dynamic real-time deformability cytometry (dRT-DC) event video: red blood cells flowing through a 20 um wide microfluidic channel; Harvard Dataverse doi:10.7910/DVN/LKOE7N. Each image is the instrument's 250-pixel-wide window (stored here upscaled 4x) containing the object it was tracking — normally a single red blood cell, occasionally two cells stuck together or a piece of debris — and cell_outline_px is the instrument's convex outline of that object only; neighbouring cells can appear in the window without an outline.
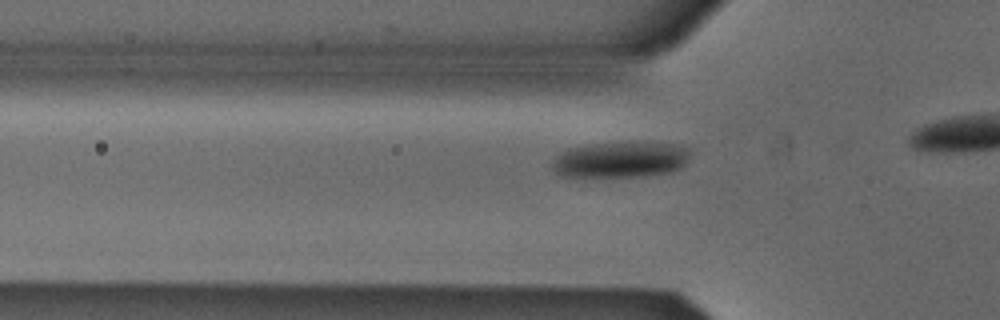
{"species": "Egyptian fruit bat (a non-hibernating species)", "species_latin": "Rousettus aegyptiacus", "temperature_condition": "cold", "stored_images_in_passage": 16, "camera_frame_rate_fps": 3000, "um_per_image_px": 0.085, "animal": {"sex": "male"}, "frame": {"image": 1, "passage_image": 10, "time_ms": 3.0, "image_size_px": [1000, 320], "cell_outline_px": [[692, 152], [688, 160], [680, 168], [672, 172], [640, 176], [560, 176], [552, 168], [552, 160], [556, 156], [568, 148], [592, 144], [632, 140], [680, 144], [692, 148]], "centroid_in_image_um": [52.83, 13.52], "position_along_channel_um": 73.0, "area_um2": 29.71}}
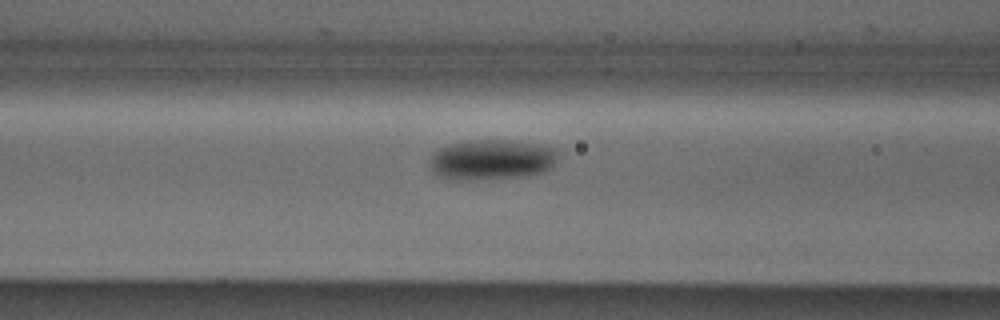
{"frame": {"image": 2, "passage_image": 14, "time_ms": 4.333, "image_size_px": [1000, 320], "cell_outline_px": [[556, 160], [548, 168], [540, 172], [520, 176], [456, 180], [432, 172], [428, 164], [432, 156], [440, 148], [448, 144], [468, 140], [508, 140], [536, 144], [552, 148], [556, 152]], "centroid_in_image_um": [41.72, 13.55], "position_along_channel_um": 124.9, "area_um2": 29.36}}